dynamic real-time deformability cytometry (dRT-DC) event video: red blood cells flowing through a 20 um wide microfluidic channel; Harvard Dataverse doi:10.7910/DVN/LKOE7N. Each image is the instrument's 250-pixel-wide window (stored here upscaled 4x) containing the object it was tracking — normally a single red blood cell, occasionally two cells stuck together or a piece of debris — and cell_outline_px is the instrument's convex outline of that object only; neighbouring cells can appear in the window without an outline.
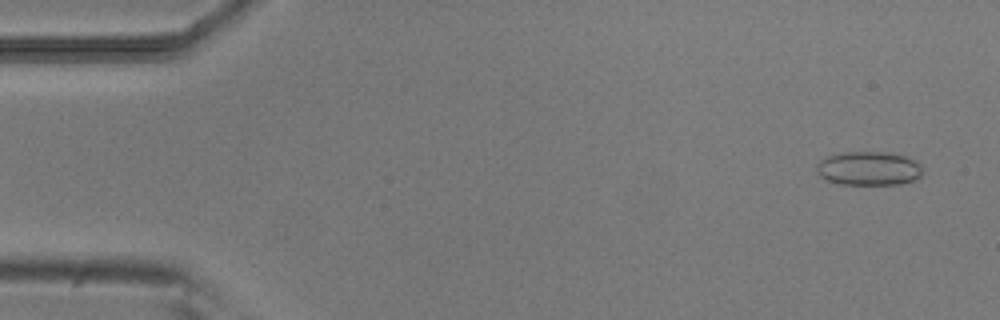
{"species": "common noctule bat (a hibernating species)", "species_latin": "Nyctalus noctula", "temperature_condition": "room temperature", "stored_images_in_passage": 35, "camera_frame_rate_fps": 3000, "um_per_image_px": 0.085, "animal": {"sex": "male", "body_mass_g": 20.5, "forearm_length_mm": 52.5}, "frame": {"image": 1, "passage_image": 3, "time_ms": 0.667, "image_size_px": [1000, 320], "cell_outline_px": [[924, 172], [920, 176], [912, 180], [900, 184], [840, 184], [828, 180], [820, 176], [816, 172], [816, 164], [820, 160], [828, 156], [844, 152], [884, 152], [904, 156], [920, 164]], "centroid_in_image_um": [73.82, 14.32], "position_along_channel_um": 11.2, "area_um2": 20.81}}
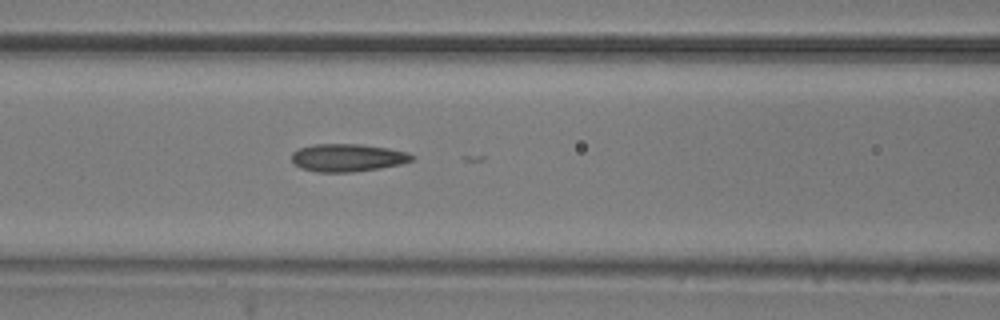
{"frame": {"image": 2, "passage_image": 22, "time_ms": 7.0, "image_size_px": [1000, 320], "cell_outline_px": [[416, 156], [412, 160], [400, 164], [380, 168], [352, 172], [316, 172], [300, 168], [292, 160], [292, 152], [300, 148], [312, 144], [360, 144], [388, 148], [408, 152]], "centroid_in_image_um": [29.55, 13.4], "position_along_channel_um": 137.1, "area_um2": 19.48}}
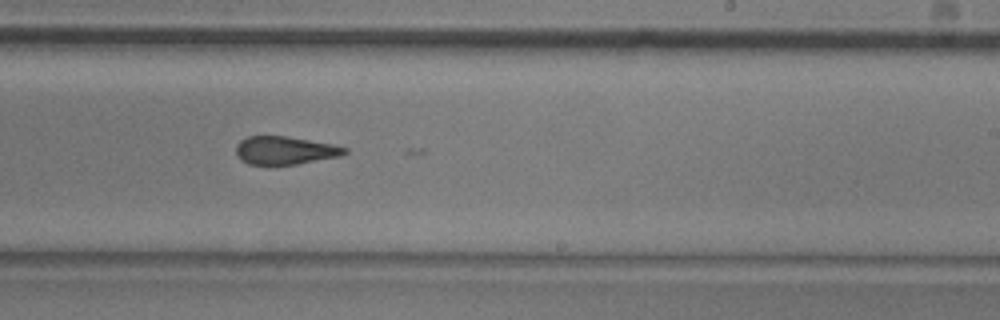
{"frame": {"image": 3, "passage_image": 32, "time_ms": 10.333, "image_size_px": [1000, 320], "cell_outline_px": [[348, 152], [340, 156], [296, 164], [248, 164], [240, 160], [236, 152], [236, 144], [240, 140], [248, 136], [284, 136], [336, 144], [348, 148]], "centroid_in_image_um": [24.23, 12.77], "position_along_channel_um": 264.8, "area_um2": 17.8}}